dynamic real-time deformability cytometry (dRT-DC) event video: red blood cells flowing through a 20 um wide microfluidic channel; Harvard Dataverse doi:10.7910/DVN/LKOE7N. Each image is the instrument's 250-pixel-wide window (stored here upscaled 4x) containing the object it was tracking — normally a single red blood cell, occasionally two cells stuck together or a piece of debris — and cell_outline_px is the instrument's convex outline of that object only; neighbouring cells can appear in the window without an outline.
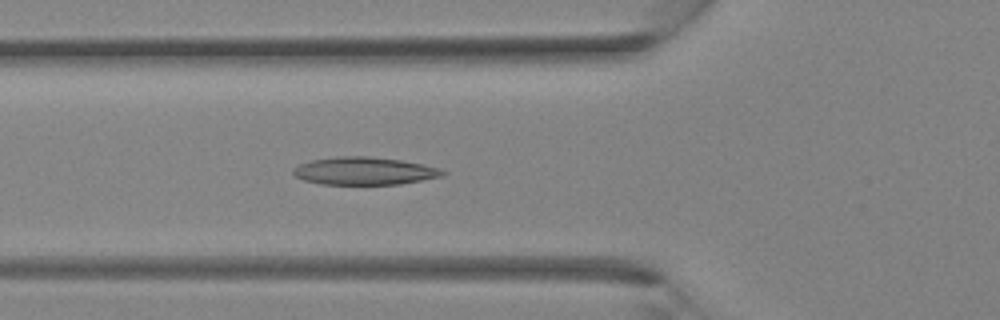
{"species": "Egyptian fruit bat (a non-hibernating species)", "species_latin": "Rousettus aegyptiacus", "temperature_condition": "room temperature", "stored_images_in_passage": 31, "camera_frame_rate_fps": 3000, "um_per_image_px": 0.085, "animal": {"sex": "female"}, "frame": {"image": 1, "passage_image": 11, "time_ms": 3.333, "image_size_px": [1000, 320], "cell_outline_px": [[448, 172], [444, 176], [400, 184], [320, 184], [304, 180], [296, 176], [292, 172], [292, 168], [300, 164], [312, 160], [336, 156], [368, 156], [400, 160], [424, 164], [440, 168]], "centroid_in_image_um": [31.0, 14.53], "position_along_channel_um": 94.8, "area_um2": 24.22}}
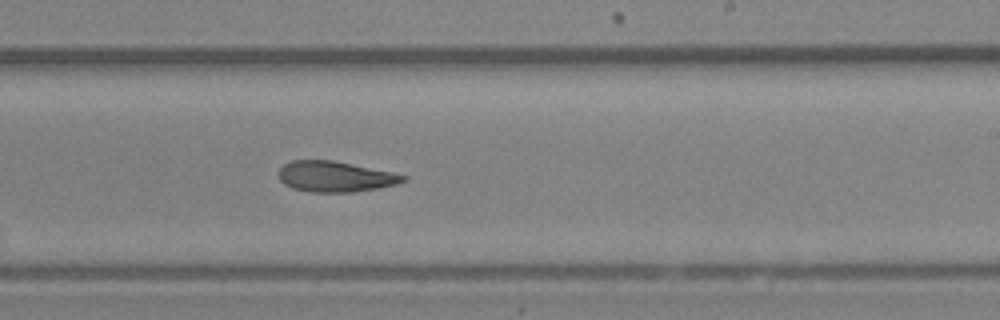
{"frame": {"image": 2, "passage_image": 20, "time_ms": 6.333, "image_size_px": [1000, 320], "cell_outline_px": [[408, 180], [396, 184], [376, 188], [352, 192], [312, 192], [292, 188], [284, 184], [280, 180], [280, 168], [284, 164], [292, 160], [332, 160], [392, 172], [408, 176]], "centroid_in_image_um": [28.5, 15.01], "position_along_channel_um": 260.5, "area_um2": 22.08}}
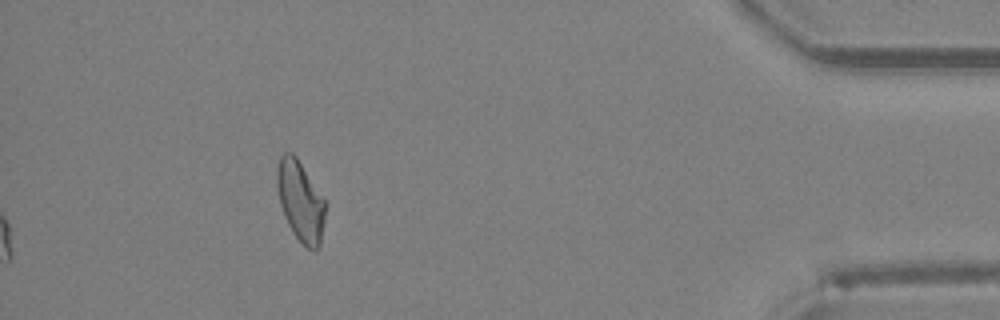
{"frame": {"image": 3, "passage_image": 31, "time_ms": 10.0, "image_size_px": [1000, 320], "cell_outline_px": [[328, 204], [320, 244], [316, 252], [312, 252], [292, 232], [284, 216], [280, 204], [276, 188], [276, 168], [280, 156], [284, 152], [292, 152], [296, 156]], "centroid_in_image_um": [25.55, 17.09], "position_along_channel_um": 409.7, "area_um2": 23.06}}